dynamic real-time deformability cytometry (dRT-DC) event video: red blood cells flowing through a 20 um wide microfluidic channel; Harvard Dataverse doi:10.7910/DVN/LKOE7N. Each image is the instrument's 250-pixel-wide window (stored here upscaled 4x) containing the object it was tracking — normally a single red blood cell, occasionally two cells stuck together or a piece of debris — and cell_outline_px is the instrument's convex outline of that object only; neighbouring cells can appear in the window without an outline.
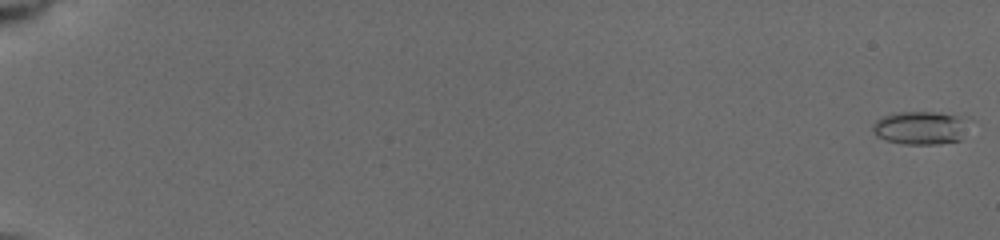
{"species": "common noctule bat (a hibernating species)", "species_latin": "Nyctalus noctula", "temperature_condition": "cold", "stored_images_in_passage": 103, "camera_frame_rate_fps": 3000, "um_per_image_px": 0.085, "animal": {"sex": "female", "body_mass_g": 19.5, "forearm_length_mm": 54.1}, "frame": {"image": 1, "passage_image": 1, "time_ms": 0.0, "image_size_px": [1000, 240], "cell_outline_px": [[964, 120], [960, 140], [940, 144], [904, 144], [884, 140], [876, 136], [872, 128], [872, 124], [876, 120], [884, 116], [896, 112], [936, 112], [956, 116]], "centroid_in_image_um": [78.1, 10.88], "position_along_channel_um": 6.9, "area_um2": 18.15}}
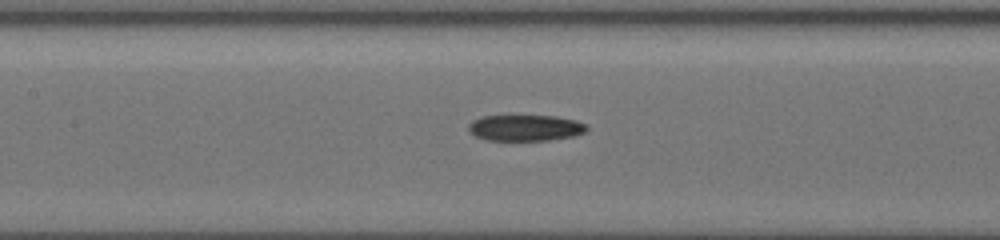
{"frame": {"image": 2, "passage_image": 69, "time_ms": 9.333, "image_size_px": [1000, 240], "cell_outline_px": [[588, 128], [584, 132], [572, 136], [548, 140], [484, 140], [468, 132], [468, 124], [472, 120], [480, 116], [556, 116], [576, 120], [588, 124]], "centroid_in_image_um": [44.62, 10.86], "position_along_channel_um": 162.8, "area_um2": 18.09}}
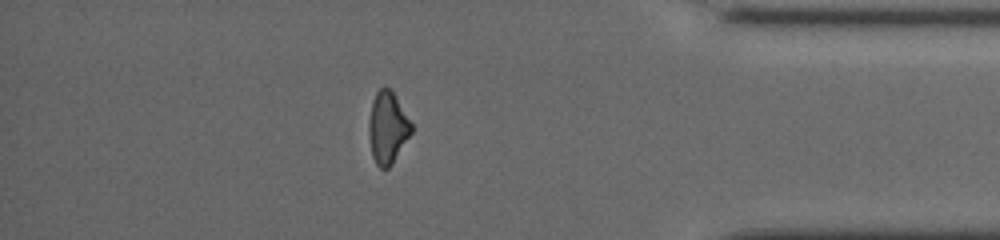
{"frame": {"image": 3, "passage_image": 95, "time_ms": 16.0, "image_size_px": [1000, 240], "cell_outline_px": [[412, 132], [392, 164], [388, 168], [380, 168], [376, 164], [372, 156], [368, 132], [368, 124], [372, 100], [376, 92], [384, 84], [392, 92], [412, 124]], "centroid_in_image_um": [32.92, 10.86], "position_along_channel_um": 402.3, "area_um2": 17.69}, "authors_computed_cell_mechanics": {"area_um2": 17.8602, "velocity_mm_per_s": 3.9513, "shape_relaxation_time_tau1_ms": 4.0926, "shape_relaxation_time_tau2_ms": 4.3345, "deformation_change_tau1": 0.1517, "deformation_change_tau2": 0.1247}}